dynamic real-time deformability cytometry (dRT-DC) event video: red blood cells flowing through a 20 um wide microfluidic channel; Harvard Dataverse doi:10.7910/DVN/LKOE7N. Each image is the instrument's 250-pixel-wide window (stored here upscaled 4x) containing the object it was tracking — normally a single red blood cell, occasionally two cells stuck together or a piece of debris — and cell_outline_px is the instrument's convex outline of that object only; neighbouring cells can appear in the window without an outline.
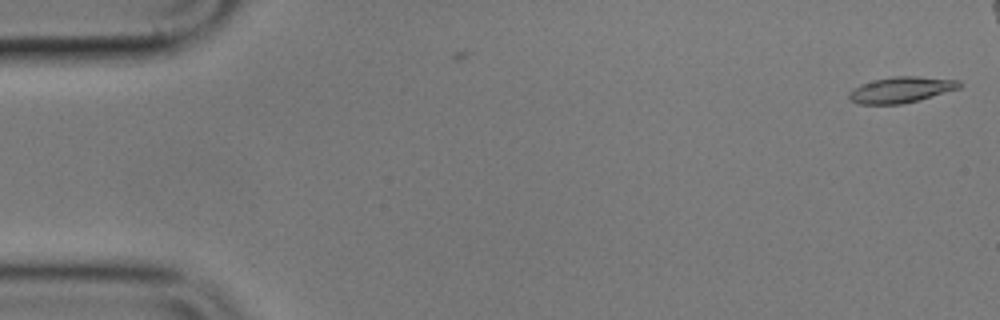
{"species": "common noctule bat (a hibernating species)", "species_latin": "Nyctalus noctula", "temperature_condition": "cold", "stored_images_in_passage": 4, "camera_frame_rate_fps": 3000, "um_per_image_px": 0.085, "animal": {"sex": "male", "body_mass_g": 17.9}, "frame": {"image": 1, "passage_image": 1, "time_ms": 0.0, "image_size_px": [1000, 320], "cell_outline_px": [[960, 88], [916, 100], [900, 104], [856, 104], [848, 96], [848, 92], [860, 84], [892, 76], [916, 76], [960, 80]], "centroid_in_image_um": [76.56, 7.62], "position_along_channel_um": 8.4, "area_um2": 16.42}}